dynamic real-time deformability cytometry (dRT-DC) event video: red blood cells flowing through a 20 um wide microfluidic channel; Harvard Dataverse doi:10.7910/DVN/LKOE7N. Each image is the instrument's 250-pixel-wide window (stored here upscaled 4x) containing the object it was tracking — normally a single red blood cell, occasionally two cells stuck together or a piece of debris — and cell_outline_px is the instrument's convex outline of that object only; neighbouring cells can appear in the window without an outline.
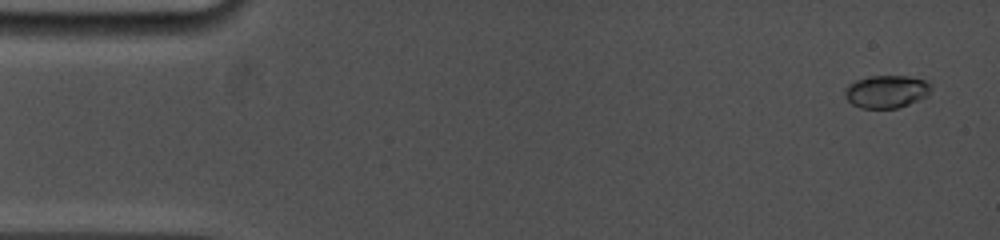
{"species": "common noctule bat (a hibernating species)", "species_latin": "Nyctalus noctula", "temperature_condition": "cold", "stored_images_in_passage": 54, "camera_frame_rate_fps": 5000, "um_per_image_px": 0.085, "animal": {"sex": "female", "body_mass_g": 19.0, "forearm_length_mm": 53.3}, "frame": {"image": 1, "passage_image": 4, "time_ms": 0.6, "image_size_px": [1000, 240], "cell_outline_px": [[932, 88], [928, 96], [908, 104], [896, 108], [860, 108], [852, 104], [844, 96], [844, 88], [848, 84], [856, 80], [868, 76], [908, 76], [924, 80]], "centroid_in_image_um": [75.31, 7.78], "position_along_channel_um": 9.7, "area_um2": 16.47}}
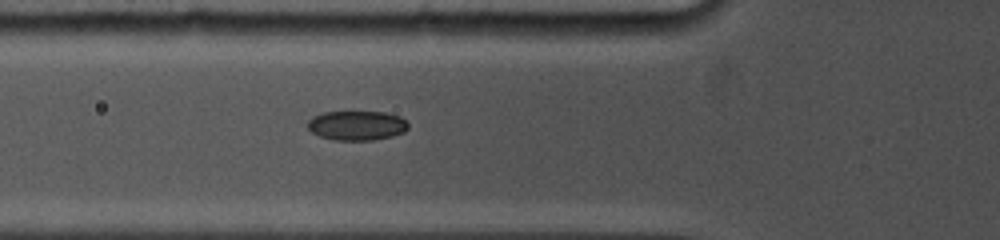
{"frame": {"image": 2, "passage_image": 31, "time_ms": 6.0, "image_size_px": [1000, 240], "cell_outline_px": [[408, 128], [404, 132], [392, 136], [372, 140], [332, 140], [320, 136], [312, 132], [308, 128], [308, 120], [312, 116], [324, 112], [384, 112], [400, 116], [408, 124]], "centroid_in_image_um": [30.32, 10.67], "position_along_channel_um": 95.5, "area_um2": 17.28}}
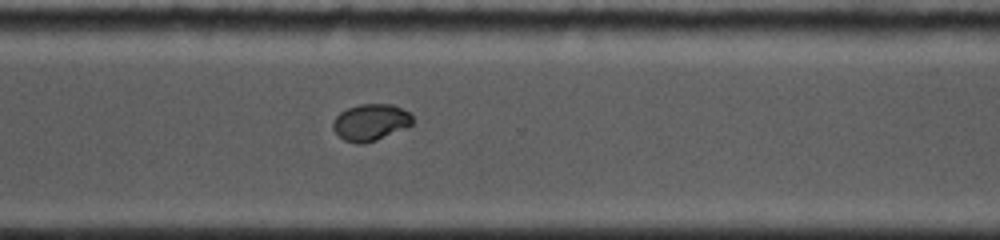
{"frame": {"image": 3, "passage_image": 54, "time_ms": 12.4, "image_size_px": [1000, 240], "cell_outline_px": [[412, 124], [408, 128], [376, 140], [364, 144], [356, 144], [344, 140], [332, 128], [332, 120], [340, 112], [348, 108], [360, 104], [392, 104], [408, 112], [412, 116]], "centroid_in_image_um": [31.49, 10.41], "position_along_channel_um": 339.1, "area_um2": 17.11}}